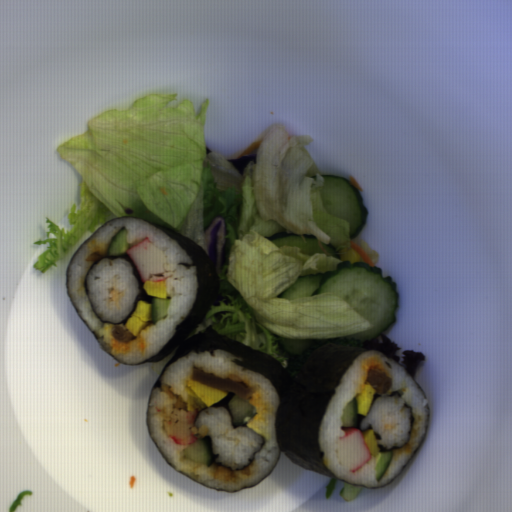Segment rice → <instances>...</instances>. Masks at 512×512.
<instances>
[{"mask_svg": "<svg viewBox=\"0 0 512 512\" xmlns=\"http://www.w3.org/2000/svg\"><path fill=\"white\" fill-rule=\"evenodd\" d=\"M233 359V355L217 348L213 351V355L205 351L183 356L164 369L159 388H152L146 416L149 436L170 466L201 484L232 491L243 486H254L274 467L280 455L275 418L281 404L278 392L264 374L243 369L236 365ZM244 375L255 380L273 404L268 441L263 443L262 450L256 451L251 466L239 471L214 463L207 468L181 458L179 452L189 444L176 445L166 435L162 424L168 409L173 406L193 412H197L200 408L187 395L186 383L193 380L217 389L231 391L211 406L228 409L227 405L235 394L246 401L251 397V390L243 381Z\"/></svg>", "mask_w": 512, "mask_h": 512, "instance_id": "rice-1", "label": "rice"}, {"mask_svg": "<svg viewBox=\"0 0 512 512\" xmlns=\"http://www.w3.org/2000/svg\"><path fill=\"white\" fill-rule=\"evenodd\" d=\"M124 226L129 232L130 248L148 236L167 256L164 264L167 277V297H172V300L167 318L156 325L149 324L151 325L150 329L144 333L146 340L152 343L149 348H146L144 356L136 350L125 355L110 354L109 338L126 342L135 336L123 324L102 323L94 314L83 288V280L89 266L93 261L108 256L110 241ZM180 263L193 264V261L175 239L146 220L128 216L114 218L104 224L73 255L67 269V287L73 304L109 354L119 362L136 365L156 355L174 335L177 325L182 323L191 312L198 290L196 267L187 268L185 265H179Z\"/></svg>", "mask_w": 512, "mask_h": 512, "instance_id": "rice-2", "label": "rice"}, {"mask_svg": "<svg viewBox=\"0 0 512 512\" xmlns=\"http://www.w3.org/2000/svg\"><path fill=\"white\" fill-rule=\"evenodd\" d=\"M86 287L101 320L121 323L131 312L140 292L129 261L102 259L87 274Z\"/></svg>", "mask_w": 512, "mask_h": 512, "instance_id": "rice-5", "label": "rice"}, {"mask_svg": "<svg viewBox=\"0 0 512 512\" xmlns=\"http://www.w3.org/2000/svg\"><path fill=\"white\" fill-rule=\"evenodd\" d=\"M378 354L382 357L392 378L371 369L365 383L368 382L374 386L377 390L376 394L380 395H384L386 393L389 395L393 390H402L405 393L403 396V398L406 399L405 403H409L413 406V414L416 413L422 415L419 433L410 455L402 457L396 461L392 460L386 474L379 483L376 481L374 471V464L376 462L375 456H372V459L369 460L361 469L351 473L341 465L336 455L339 438L340 436L345 435L344 431L340 428L343 424L341 421V411L351 399L356 397V393L359 390L361 361L366 357ZM427 420V402L423 391L416 381L394 360L385 356L378 350H368L360 354L343 374L327 406L318 428L319 449L323 451L322 461L331 473L340 480L368 488H379L389 484L393 479H395L418 449L425 435Z\"/></svg>", "mask_w": 512, "mask_h": 512, "instance_id": "rice-3", "label": "rice"}, {"mask_svg": "<svg viewBox=\"0 0 512 512\" xmlns=\"http://www.w3.org/2000/svg\"><path fill=\"white\" fill-rule=\"evenodd\" d=\"M405 401L400 395H381L373 400L358 430L362 433L371 423V430L382 436L378 444L385 449L406 445L410 439L411 408L405 407Z\"/></svg>", "mask_w": 512, "mask_h": 512, "instance_id": "rice-6", "label": "rice"}, {"mask_svg": "<svg viewBox=\"0 0 512 512\" xmlns=\"http://www.w3.org/2000/svg\"><path fill=\"white\" fill-rule=\"evenodd\" d=\"M193 421V435L211 436L214 463L232 470L251 466L256 451L262 450L264 437L243 425L234 428L232 414L224 407H200Z\"/></svg>", "mask_w": 512, "mask_h": 512, "instance_id": "rice-4", "label": "rice"}]
</instances>
